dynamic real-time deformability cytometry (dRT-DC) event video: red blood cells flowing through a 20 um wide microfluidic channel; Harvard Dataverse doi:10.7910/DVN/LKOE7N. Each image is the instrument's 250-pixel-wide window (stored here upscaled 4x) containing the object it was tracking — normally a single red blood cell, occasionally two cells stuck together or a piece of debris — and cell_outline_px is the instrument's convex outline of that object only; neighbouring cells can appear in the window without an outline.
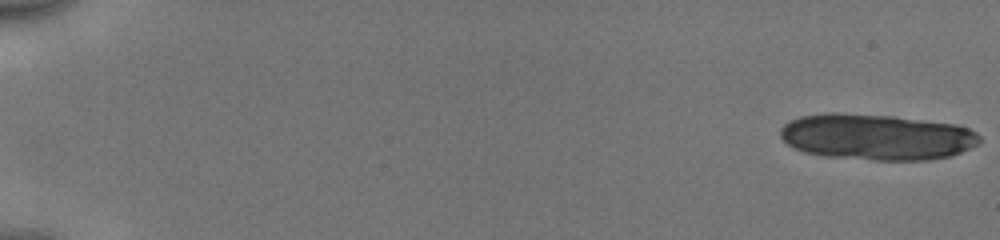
{"species": "human", "species_latin": "Homo sapiens", "temperature_condition": "cold", "stored_images_in_passage": 18, "camera_frame_rate_fps": 3000, "um_per_image_px": 0.085, "donor": {"sex": "male"}, "frame": {"image": 1, "passage_image": 1, "time_ms": 0.0, "image_size_px": [1000, 240], "cell_outline_px": [[980, 144], [960, 152], [948, 156], [928, 160], [872, 160], [828, 156], [804, 152], [788, 144], [780, 136], [780, 128], [788, 120], [800, 116], [828, 112], [840, 112], [892, 116], [956, 124], [968, 128], [976, 132], [980, 136]], "centroid_in_image_um": [74.5, 11.63], "position_along_channel_um": 10.5, "area_um2": 53.64}}